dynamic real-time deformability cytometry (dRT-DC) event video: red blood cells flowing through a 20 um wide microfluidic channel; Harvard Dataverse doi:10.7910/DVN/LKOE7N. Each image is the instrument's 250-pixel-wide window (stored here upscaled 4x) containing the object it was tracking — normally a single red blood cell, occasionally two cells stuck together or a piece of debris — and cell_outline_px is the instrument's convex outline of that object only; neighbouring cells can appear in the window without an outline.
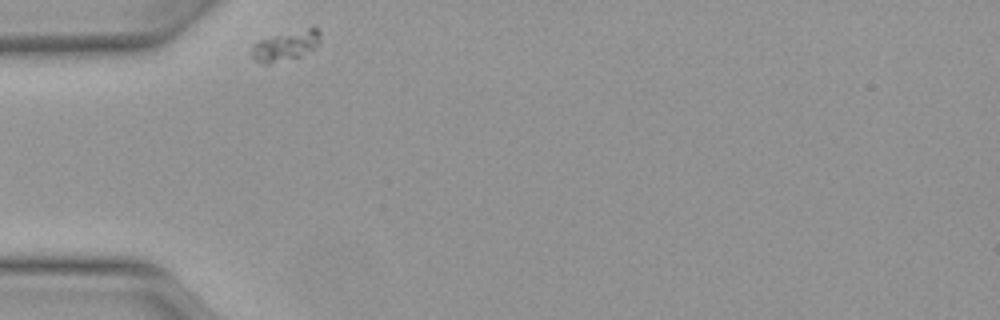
{"species": "Egyptian fruit bat (a non-hibernating species)", "species_latin": "Rousettus aegyptiacus", "temperature_condition": "warm", "stored_images_in_passage": 30, "camera_frame_rate_fps": 3000, "um_per_image_px": 0.085, "animal": {"sex": "female"}, "frame": {"image": 1, "passage_image": 1, "time_ms": 0.0, "image_size_px": [1000, 320], "cell_outline_px": [[320, 40], [312, 48], [300, 56], [268, 64], [264, 64], [256, 60], [252, 56], [252, 48], [260, 40], [308, 28], [316, 28], [320, 32]], "centroid_in_image_um": [24.28, 3.9], "position_along_channel_um": 60.7, "area_um2": 11.21}}